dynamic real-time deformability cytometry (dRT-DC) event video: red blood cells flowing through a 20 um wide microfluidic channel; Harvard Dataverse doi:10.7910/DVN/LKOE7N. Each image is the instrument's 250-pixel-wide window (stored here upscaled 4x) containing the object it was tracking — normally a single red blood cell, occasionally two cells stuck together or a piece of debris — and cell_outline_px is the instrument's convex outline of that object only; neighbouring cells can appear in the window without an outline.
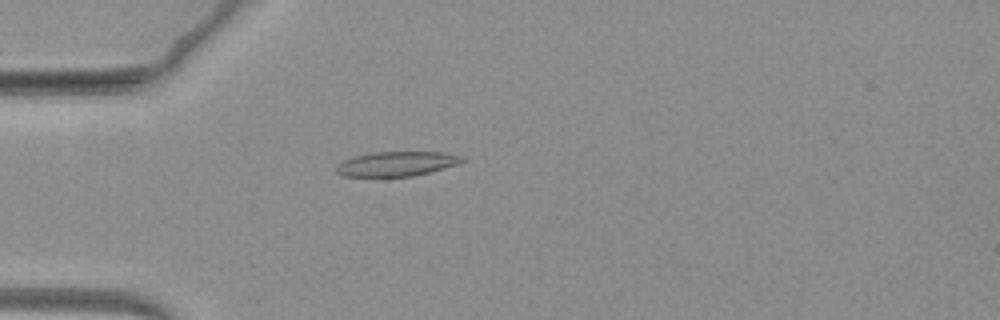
{"species": "common noctule bat (a hibernating species)", "species_latin": "Nyctalus noctula", "temperature_condition": "warm", "stored_images_in_passage": 55, "camera_frame_rate_fps": 3000, "um_per_image_px": 0.085, "animal": {"sex": "female", "body_mass_g": 19.3, "forearm_length_mm": 54.1}, "frame": {"image": 1, "passage_image": 8, "time_ms": 2.333, "image_size_px": [1000, 320], "cell_outline_px": [[464, 160], [460, 164], [412, 176], [344, 176], [336, 172], [336, 164], [344, 160], [356, 156], [376, 152], [444, 152], [464, 156]], "centroid_in_image_um": [33.74, 13.92], "position_along_channel_um": 51.3, "area_um2": 17.92}}
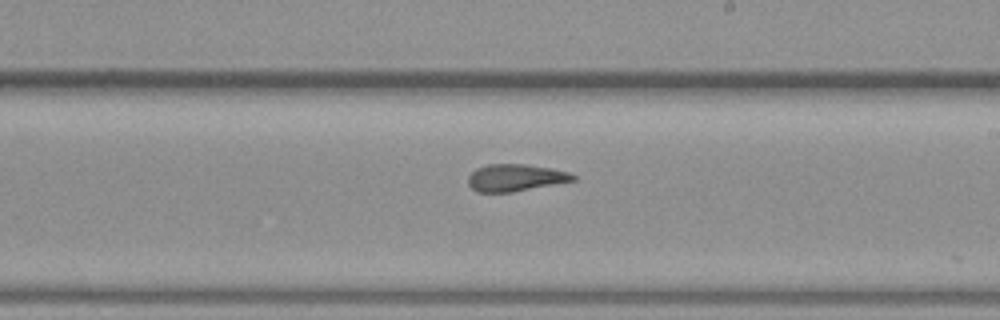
{"frame": {"image": 2, "passage_image": 28, "time_ms": 9.0, "image_size_px": [1000, 320], "cell_outline_px": [[576, 180], [512, 192], [476, 192], [468, 184], [468, 176], [476, 168], [488, 164], [528, 164], [552, 168], [568, 172], [576, 176]], "centroid_in_image_um": [43.8, 15.1], "position_along_channel_um": 245.2, "area_um2": 16.59}}
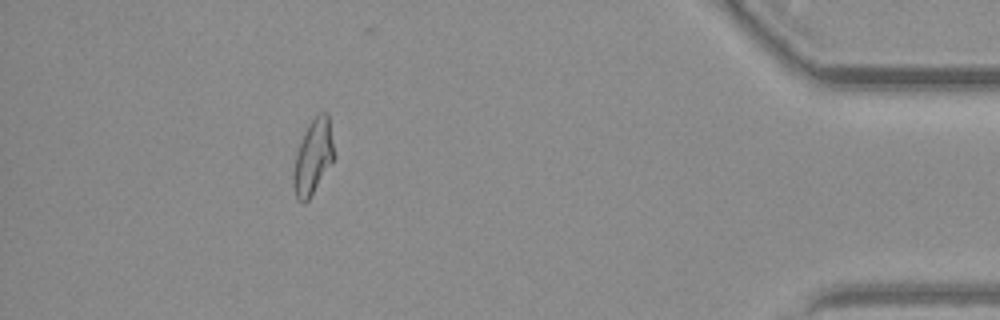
{"frame": {"image": 3, "passage_image": 49, "time_ms": 16.0, "image_size_px": [1000, 320], "cell_outline_px": [[336, 156], [308, 200], [304, 204], [296, 196], [292, 184], [292, 176], [296, 152], [304, 132], [308, 124], [320, 112], [328, 112]], "centroid_in_image_um": [26.62, 13.31], "position_along_channel_um": 408.6, "area_um2": 17.8}}